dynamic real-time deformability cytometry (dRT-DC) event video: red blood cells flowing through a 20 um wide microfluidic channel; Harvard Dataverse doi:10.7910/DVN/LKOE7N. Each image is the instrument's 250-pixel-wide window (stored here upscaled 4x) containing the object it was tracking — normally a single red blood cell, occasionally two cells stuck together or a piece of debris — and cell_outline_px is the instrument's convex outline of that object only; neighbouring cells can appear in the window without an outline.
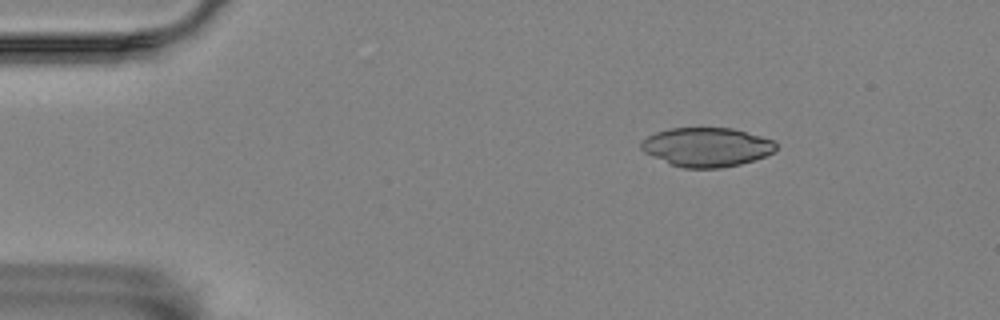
{"species": "Egyptian fruit bat (a non-hibernating species)", "species_latin": "Rousettus aegyptiacus", "temperature_condition": "room temperature", "stored_images_in_passage": 5, "camera_frame_rate_fps": 3000, "um_per_image_px": 0.085, "animal": {"sex": "female"}, "frame": {"image": 1, "passage_image": 2, "time_ms": 1.333, "image_size_px": [1000, 320], "cell_outline_px": [[776, 148], [772, 152], [764, 156], [740, 164], [720, 168], [684, 168], [672, 164], [644, 152], [640, 148], [640, 140], [656, 132], [668, 128], [732, 128], [760, 136], [772, 140], [776, 144]], "centroid_in_image_um": [60.03, 12.49], "position_along_channel_um": 25.0, "area_um2": 30.4}}